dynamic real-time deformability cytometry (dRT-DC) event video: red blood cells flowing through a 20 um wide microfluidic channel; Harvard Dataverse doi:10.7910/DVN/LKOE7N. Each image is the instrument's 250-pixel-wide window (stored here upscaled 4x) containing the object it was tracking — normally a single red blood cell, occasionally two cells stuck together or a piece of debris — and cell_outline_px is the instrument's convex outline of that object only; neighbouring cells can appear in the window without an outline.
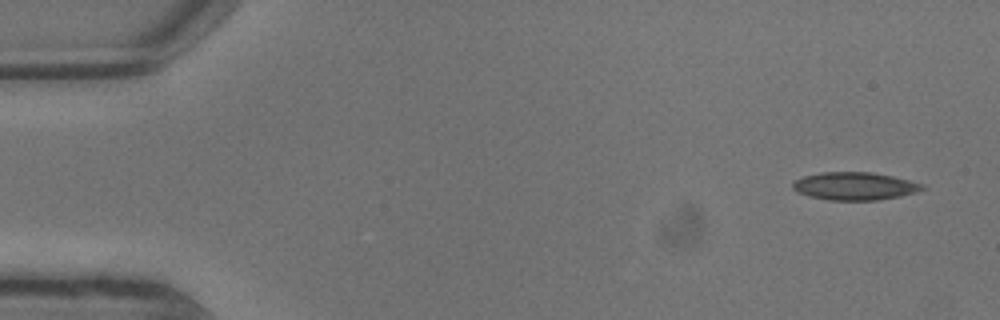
{"species": "common noctule bat (a hibernating species)", "species_latin": "Nyctalus noctula", "temperature_condition": "warm", "stored_images_in_passage": 8, "camera_frame_rate_fps": 3000, "um_per_image_px": 0.085, "animal": {"sex": "male", "body_mass_g": 13.3}, "frame": {"image": 1, "passage_image": 1, "time_ms": 0.0, "image_size_px": [1000, 320], "cell_outline_px": [[924, 188], [916, 192], [900, 196], [876, 200], [828, 200], [808, 196], [796, 192], [792, 188], [792, 180], [804, 176], [824, 172], [872, 172], [892, 176], [924, 184]], "centroid_in_image_um": [72.6, 15.82], "position_along_channel_um": 12.4, "area_um2": 21.04}}
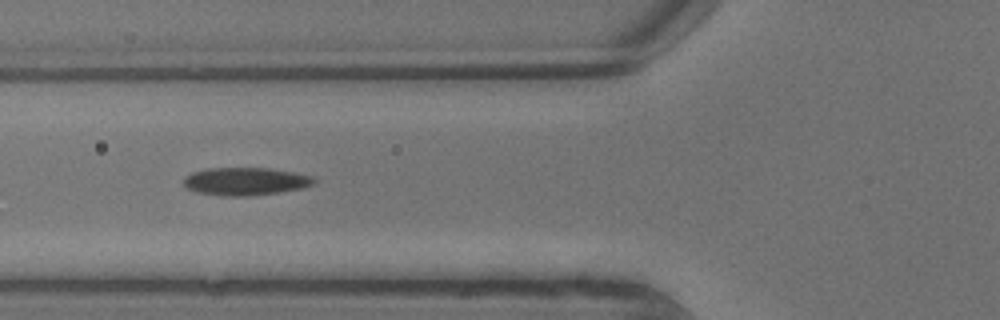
{"frame": {"image": 2, "passage_image": 7, "time_ms": 2.0, "image_size_px": [1000, 320], "cell_outline_px": [[316, 180], [312, 184], [304, 188], [280, 192], [248, 196], [220, 196], [196, 192], [184, 188], [184, 176], [192, 172], [208, 168], [268, 168], [296, 172], [312, 176]], "centroid_in_image_um": [20.84, 15.42], "position_along_channel_um": 105.0, "area_um2": 21.39}}
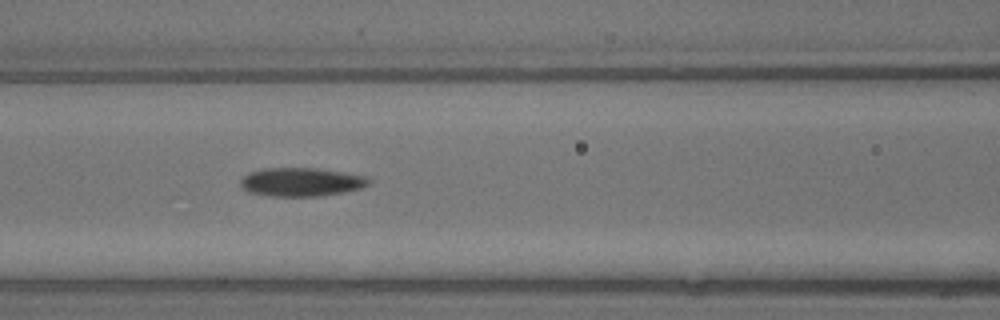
{"frame": {"image": 3, "passage_image": 8, "time_ms": 2.333, "image_size_px": [1000, 320], "cell_outline_px": [[372, 184], [364, 188], [344, 192], [320, 196], [268, 196], [248, 192], [240, 184], [240, 180], [248, 172], [260, 168], [316, 168], [344, 172], [368, 176], [372, 180]], "centroid_in_image_um": [25.66, 15.46], "position_along_channel_um": 140.9, "area_um2": 21.79}}